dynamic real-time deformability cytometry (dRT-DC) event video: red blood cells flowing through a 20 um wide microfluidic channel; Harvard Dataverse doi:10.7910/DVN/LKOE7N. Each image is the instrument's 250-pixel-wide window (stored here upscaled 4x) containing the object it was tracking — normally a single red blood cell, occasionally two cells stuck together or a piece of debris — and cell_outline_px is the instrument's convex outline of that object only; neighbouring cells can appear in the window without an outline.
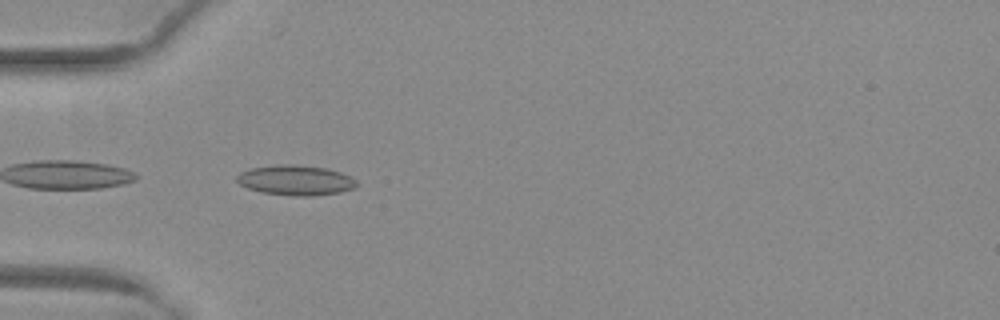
{"species": "common noctule bat (a hibernating species)", "species_latin": "Nyctalus noctula", "temperature_condition": "warm", "stored_images_in_passage": 36, "camera_frame_rate_fps": 3000, "um_per_image_px": 0.085, "animal": {"sex": "female", "body_mass_g": 29.2, "forearm_length_mm": 56.3}, "frame": {"image": 1, "passage_image": 1, "time_ms": 0.0, "image_size_px": [1000, 320], "cell_outline_px": [[360, 184], [356, 188], [340, 192], [312, 196], [296, 196], [264, 192], [248, 188], [240, 184], [236, 180], [236, 176], [240, 172], [252, 168], [284, 164], [292, 164], [328, 168], [340, 172], [356, 180]], "centroid_in_image_um": [25.17, 15.32], "position_along_channel_um": 59.8, "area_um2": 20.92}}
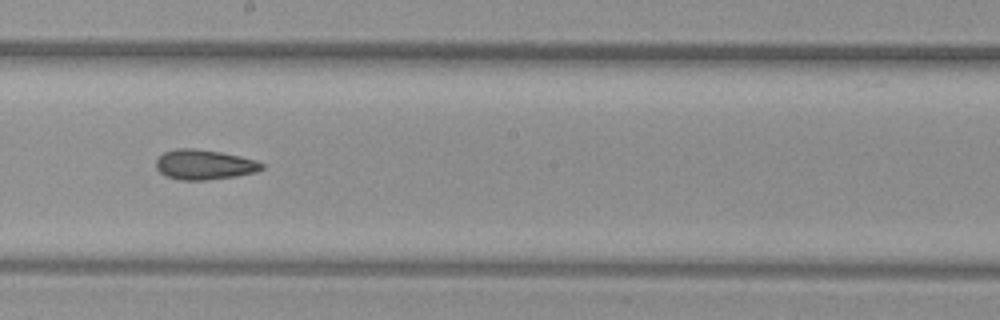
{"frame": {"image": 2, "passage_image": 14, "time_ms": 4.333, "image_size_px": [1000, 320], "cell_outline_px": [[264, 168], [256, 172], [236, 176], [208, 180], [180, 180], [164, 176], [156, 168], [156, 160], [164, 152], [176, 148], [192, 148], [220, 152], [240, 156], [256, 160], [264, 164]], "centroid_in_image_um": [17.35, 14.0], "position_along_channel_um": 230.8, "area_um2": 18.55}}
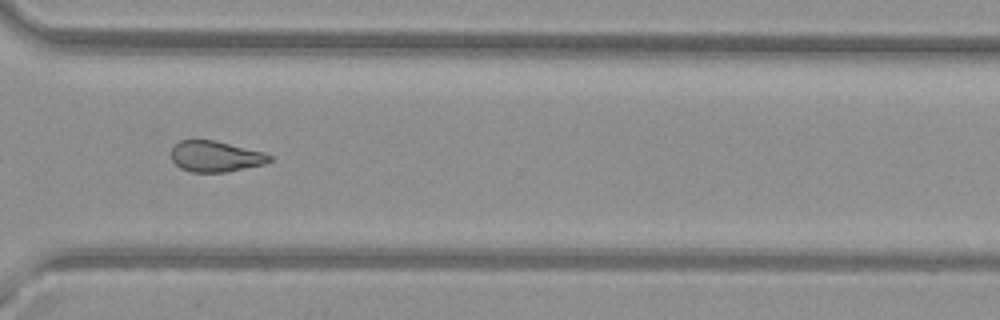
{"frame": {"image": 3, "passage_image": 23, "time_ms": 7.333, "image_size_px": [1000, 320], "cell_outline_px": [[272, 160], [264, 164], [224, 172], [192, 172], [180, 168], [172, 160], [172, 148], [180, 140], [212, 140], [264, 152], [272, 156]], "centroid_in_image_um": [18.32, 13.3], "position_along_channel_um": 352.3, "area_um2": 17.46}, "authors_computed_cell_mechanics": {"area_um2": 18.5249, "velocity_mm_per_s": 4.0447, "shape_relaxation_time_tau1_ms": null, "shape_relaxation_time_tau2_ms": 2.4255, "deformation_change_tau1": null, "deformation_change_tau2": 0.0923}}